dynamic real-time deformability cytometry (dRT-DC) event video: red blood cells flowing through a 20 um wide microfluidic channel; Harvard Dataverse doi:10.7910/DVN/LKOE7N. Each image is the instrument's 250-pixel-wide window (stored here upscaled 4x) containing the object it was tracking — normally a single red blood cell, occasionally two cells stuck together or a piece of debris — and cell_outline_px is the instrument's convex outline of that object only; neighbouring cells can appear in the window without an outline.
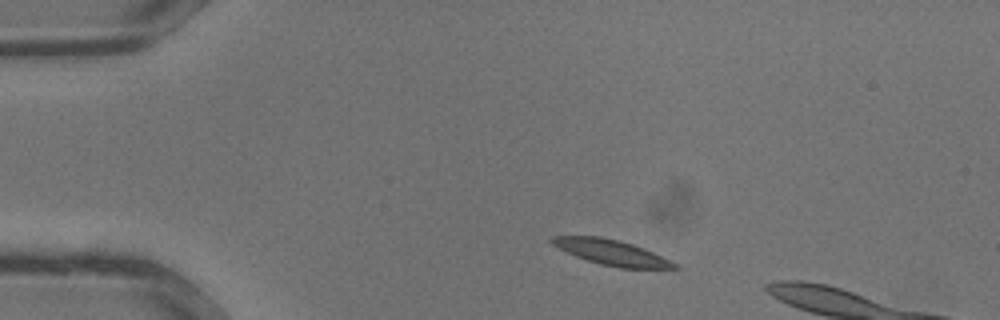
{"species": "common noctule bat (a hibernating species)", "species_latin": "Nyctalus noctula", "temperature_condition": "warm", "stored_images_in_passage": 9, "camera_frame_rate_fps": 3000, "um_per_image_px": 0.085, "animal": {"sex": "male", "body_mass_g": 13.3}, "frame": {"image": 1, "passage_image": 3, "time_ms": 0.667, "image_size_px": [1000, 320], "cell_outline_px": [[680, 268], [620, 268], [600, 264], [576, 256], [552, 244], [548, 240], [552, 236], [600, 236], [632, 244], [644, 248], [676, 264]], "centroid_in_image_um": [51.93, 21.45], "position_along_channel_um": 33.1, "area_um2": 17.63}}
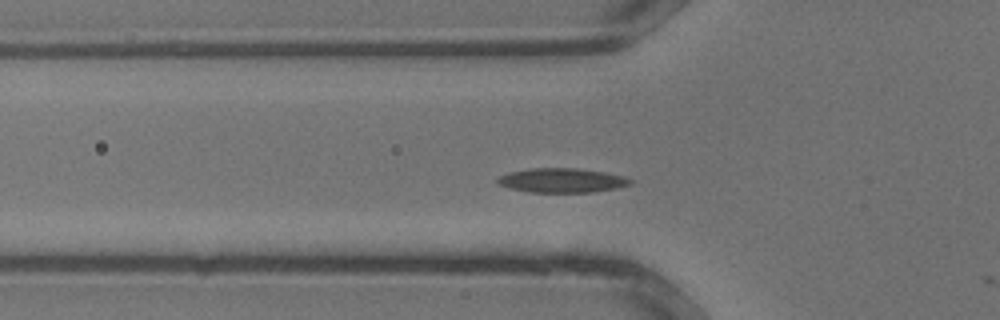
{"frame": {"image": 2, "passage_image": 8, "time_ms": 2.333, "image_size_px": [1000, 320], "cell_outline_px": [[632, 184], [616, 188], [592, 192], [528, 192], [508, 188], [496, 184], [496, 180], [500, 176], [508, 172], [532, 168], [576, 168], [604, 172], [624, 176], [632, 180]], "centroid_in_image_um": [47.73, 15.33], "position_along_channel_um": 78.1, "area_um2": 18.9}}